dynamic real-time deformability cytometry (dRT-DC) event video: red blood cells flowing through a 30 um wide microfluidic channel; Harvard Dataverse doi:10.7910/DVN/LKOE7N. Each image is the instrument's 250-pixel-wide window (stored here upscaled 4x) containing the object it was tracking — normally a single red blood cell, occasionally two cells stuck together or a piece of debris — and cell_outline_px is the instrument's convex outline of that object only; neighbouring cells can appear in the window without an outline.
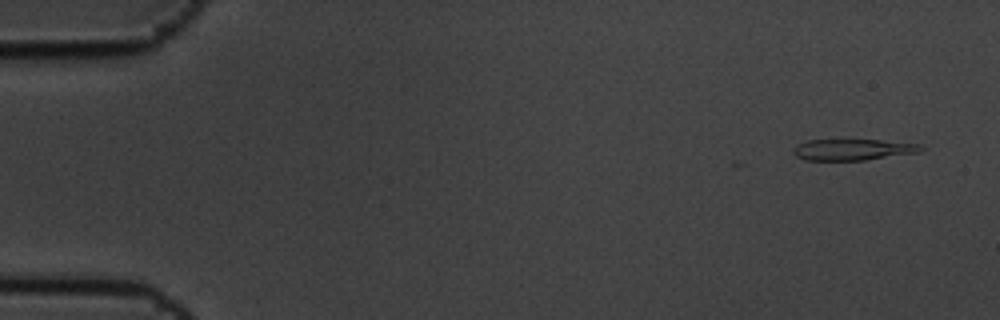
{"species": "common noctule bat (a hibernating species)", "species_latin": "Nyctalus noctula", "temperature_condition": "cold", "stored_images_in_passage": 4, "camera_frame_rate_fps": 3000, "um_per_image_px": 0.085, "animal": {"sex": "male", "body_mass_g": 19.5, "forearm_length_mm": 54.6}, "frame": {"image": 1, "passage_image": 1, "time_ms": 0.0, "image_size_px": [1000, 320], "cell_outline_px": [[924, 148], [920, 152], [864, 160], [804, 160], [796, 156], [792, 152], [792, 148], [796, 144], [808, 140], [880, 140], [920, 144]], "centroid_in_image_um": [72.45, 12.71], "position_along_channel_um": 12.5, "area_um2": 15.78}}